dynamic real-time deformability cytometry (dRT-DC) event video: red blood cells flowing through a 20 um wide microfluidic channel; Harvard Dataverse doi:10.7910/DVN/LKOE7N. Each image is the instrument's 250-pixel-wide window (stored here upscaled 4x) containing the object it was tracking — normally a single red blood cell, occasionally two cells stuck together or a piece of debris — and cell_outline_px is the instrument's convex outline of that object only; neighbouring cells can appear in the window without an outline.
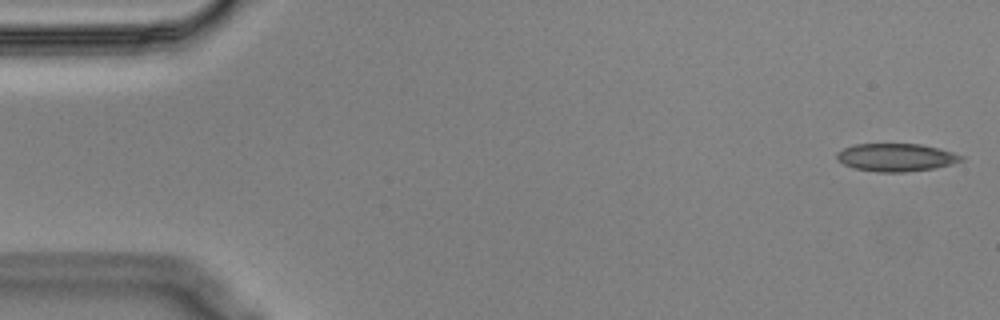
{"species": "Egyptian fruit bat (a non-hibernating species)", "species_latin": "Rousettus aegyptiacus", "temperature_condition": "cold", "stored_images_in_passage": 55, "camera_frame_rate_fps": 3000, "um_per_image_px": 0.085, "animal": {"sex": "male"}, "frame": {"image": 1, "passage_image": 1, "time_ms": 0.0, "image_size_px": [1000, 320], "cell_outline_px": [[964, 160], [952, 164], [932, 168], [904, 172], [876, 172], [856, 168], [844, 164], [836, 160], [836, 152], [844, 148], [856, 144], [920, 144], [952, 152], [964, 156]], "centroid_in_image_um": [76.14, 13.38], "position_along_channel_um": 8.9, "area_um2": 20.06}}
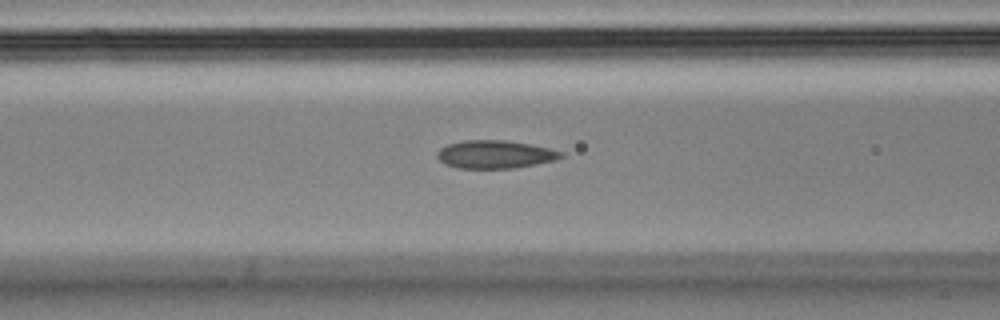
{"frame": {"image": 2, "passage_image": 21, "time_ms": 6.667, "image_size_px": [1000, 320], "cell_outline_px": [[564, 156], [556, 160], [512, 168], [456, 168], [444, 164], [436, 156], [436, 152], [440, 148], [448, 144], [464, 140], [504, 140], [528, 144], [548, 148], [564, 152]], "centroid_in_image_um": [42.04, 13.12], "position_along_channel_um": 124.6, "area_um2": 20.17}}
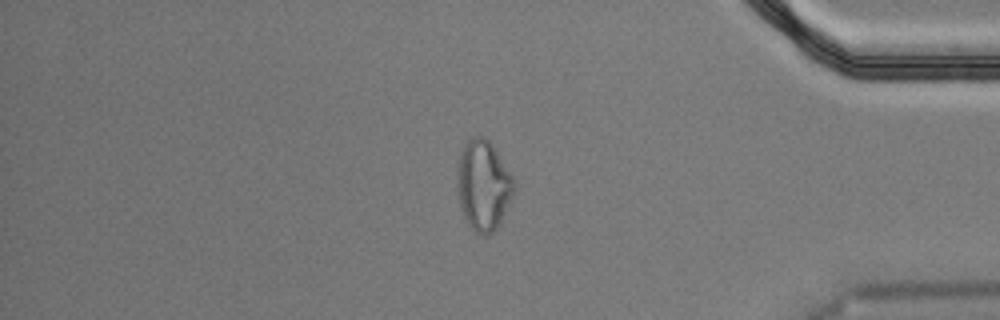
{"frame": {"image": 3, "passage_image": 46, "time_ms": 15.0, "image_size_px": [1000, 320], "cell_outline_px": [[516, 192], [496, 228], [492, 232], [484, 236], [476, 232], [468, 224], [464, 216], [460, 204], [456, 184], [456, 172], [460, 156], [468, 140], [472, 136], [480, 136], [488, 140], [492, 144], [512, 176], [516, 184]], "centroid_in_image_um": [41.09, 15.76], "position_along_channel_um": 394.1, "area_um2": 29.71}, "authors_computed_cell_mechanics": {"area_um2": 20.808, "velocity_mm_per_s": 3.5749, "shape_relaxation_time_tau1_ms": null, "shape_relaxation_time_tau2_ms": 4.5393, "deformation_change_tau1": null, "deformation_change_tau2": 0.1127}}